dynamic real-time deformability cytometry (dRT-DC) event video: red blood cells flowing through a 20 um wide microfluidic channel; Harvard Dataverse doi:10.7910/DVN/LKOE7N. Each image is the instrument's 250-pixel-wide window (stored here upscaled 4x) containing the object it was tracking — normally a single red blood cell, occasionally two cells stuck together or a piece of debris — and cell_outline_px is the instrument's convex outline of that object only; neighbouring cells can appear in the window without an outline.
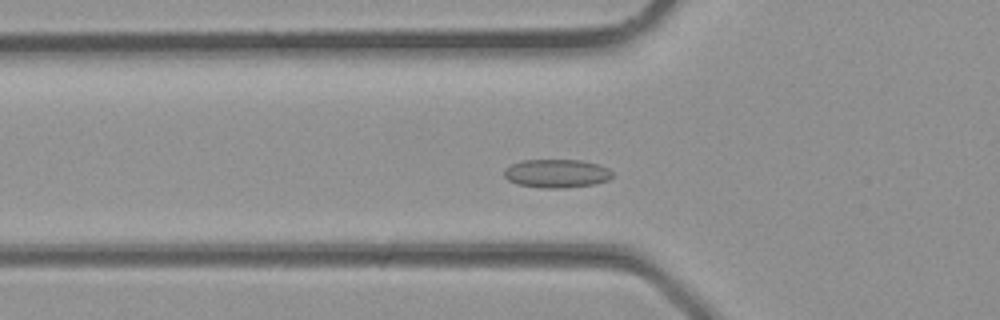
{"species": "common noctule bat (a hibernating species)", "species_latin": "Nyctalus noctula", "temperature_condition": "room temperature", "stored_images_in_passage": 29, "camera_frame_rate_fps": 3000, "um_per_image_px": 0.085, "animal": {"sex": "male", "body_mass_g": 23.1, "forearm_length_mm": 52.7}, "frame": {"image": 1, "passage_image": 8, "time_ms": 2.333, "image_size_px": [1000, 320], "cell_outline_px": [[612, 176], [608, 180], [596, 184], [564, 188], [540, 188], [516, 184], [508, 180], [504, 176], [504, 168], [512, 164], [524, 160], [580, 160], [596, 164], [608, 168], [612, 172]], "centroid_in_image_um": [47.29, 14.75], "position_along_channel_um": 78.5, "area_um2": 18.03}}
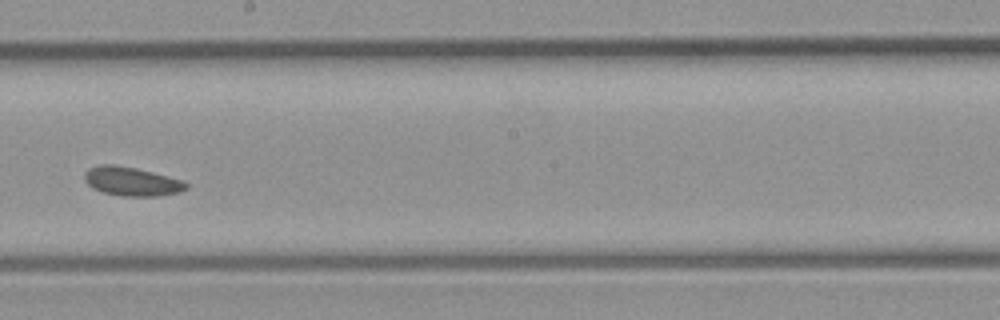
{"frame": {"image": 2, "passage_image": 16, "time_ms": 5.0, "image_size_px": [1000, 320], "cell_outline_px": [[188, 188], [180, 192], [156, 196], [120, 196], [104, 192], [92, 188], [84, 180], [84, 172], [88, 168], [100, 164], [116, 164], [136, 168], [184, 180], [188, 184]], "centroid_in_image_um": [11.18, 15.41], "position_along_channel_um": 237.0, "area_um2": 17.28}}
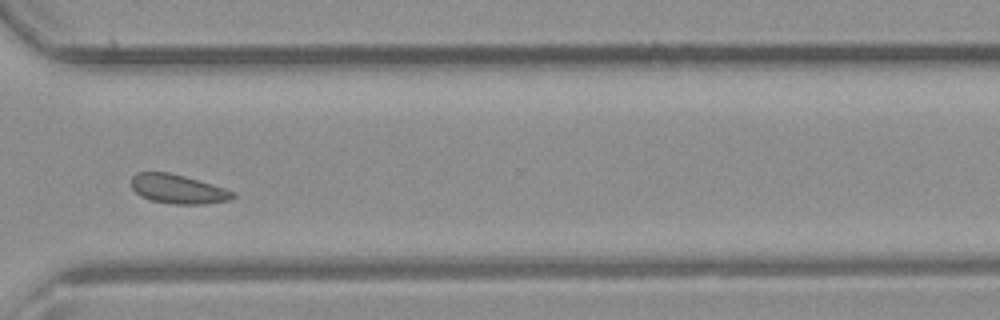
{"frame": {"image": 3, "passage_image": 22, "time_ms": 7.0, "image_size_px": [1000, 320], "cell_outline_px": [[236, 196], [228, 200], [204, 204], [172, 204], [152, 200], [140, 196], [132, 188], [132, 176], [136, 172], [168, 172], [184, 176], [224, 188], [236, 192]], "centroid_in_image_um": [15.12, 16.07], "position_along_channel_um": 355.5, "area_um2": 17.11}}